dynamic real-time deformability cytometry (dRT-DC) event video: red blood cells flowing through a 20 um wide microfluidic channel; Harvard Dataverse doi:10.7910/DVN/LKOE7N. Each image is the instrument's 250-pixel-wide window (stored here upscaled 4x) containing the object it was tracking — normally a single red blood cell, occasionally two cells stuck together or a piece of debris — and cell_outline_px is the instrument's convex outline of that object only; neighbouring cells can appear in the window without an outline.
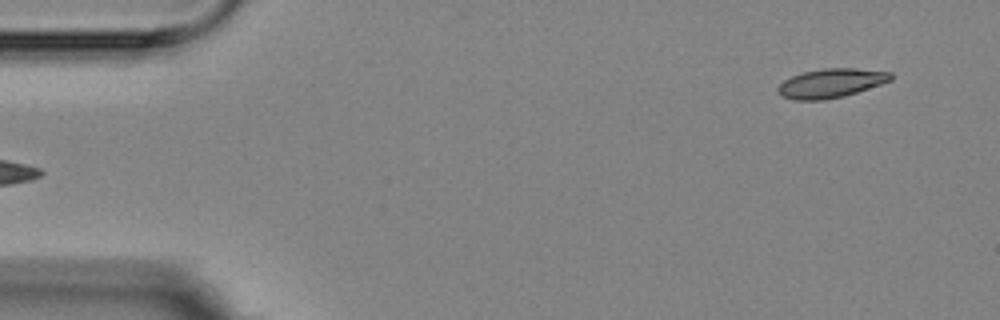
{"species": "Egyptian fruit bat (a non-hibernating species)", "species_latin": "Rousettus aegyptiacus", "temperature_condition": "room temperature", "stored_images_in_passage": 4, "camera_frame_rate_fps": 3000, "um_per_image_px": 0.085, "animal": {"sex": "female"}, "frame": {"image": 1, "passage_image": 4, "time_ms": 3.667, "image_size_px": [1000, 320], "cell_outline_px": [[892, 80], [844, 96], [824, 100], [792, 100], [780, 96], [776, 92], [776, 88], [784, 80], [792, 76], [804, 72], [824, 68], [856, 68], [892, 72]], "centroid_in_image_um": [70.59, 7.07], "position_along_channel_um": 14.4, "area_um2": 19.19}}